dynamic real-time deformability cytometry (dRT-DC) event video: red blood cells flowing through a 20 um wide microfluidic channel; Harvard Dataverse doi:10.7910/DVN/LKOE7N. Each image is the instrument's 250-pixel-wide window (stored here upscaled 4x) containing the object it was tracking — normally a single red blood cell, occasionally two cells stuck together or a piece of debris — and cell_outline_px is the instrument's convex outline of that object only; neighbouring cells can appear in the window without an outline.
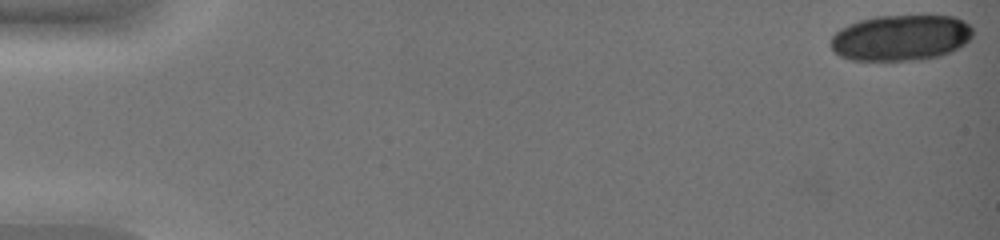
{"species": "common noctule bat (a hibernating species)", "species_latin": "Nyctalus noctula", "temperature_condition": "warm", "stored_images_in_passage": 10, "camera_frame_rate_fps": 3000, "um_per_image_px": 0.085, "animal": {"sex": "female", "body_mass_g": 19.0, "forearm_length_mm": 51.5}, "frame": {"image": 1, "passage_image": 1, "time_ms": 0.0, "image_size_px": [1000, 240], "cell_outline_px": [[972, 36], [964, 44], [952, 52], [940, 56], [920, 60], [852, 60], [840, 56], [832, 48], [832, 36], [840, 28], [848, 24], [860, 20], [876, 16], [956, 16], [964, 20], [972, 28]], "centroid_in_image_um": [76.59, 3.21], "position_along_channel_um": 8.4, "area_um2": 38.03}}